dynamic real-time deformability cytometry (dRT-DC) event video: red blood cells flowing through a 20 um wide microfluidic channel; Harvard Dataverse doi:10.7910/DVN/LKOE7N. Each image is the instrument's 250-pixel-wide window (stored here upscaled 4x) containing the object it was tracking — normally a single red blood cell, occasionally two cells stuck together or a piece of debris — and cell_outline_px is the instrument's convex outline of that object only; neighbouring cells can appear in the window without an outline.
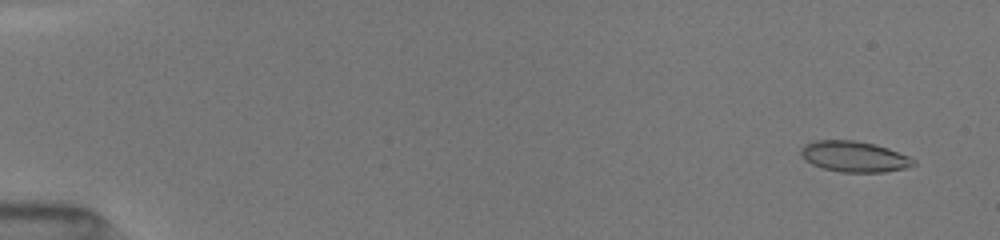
{"species": "common noctule bat (a hibernating species)", "species_latin": "Nyctalus noctula", "temperature_condition": "room temperature", "stored_images_in_passage": 53, "camera_frame_rate_fps": 3000, "um_per_image_px": 0.085, "animal": {"sex": "female", "body_mass_g": 19.5, "forearm_length_mm": 54.1}, "frame": {"image": 1, "passage_image": 2, "time_ms": 0.667, "image_size_px": [1000, 240], "cell_outline_px": [[916, 164], [904, 168], [884, 172], [840, 172], [824, 168], [812, 164], [804, 160], [800, 156], [800, 148], [804, 144], [812, 140], [856, 140], [876, 144], [912, 156], [916, 160]], "centroid_in_image_um": [72.6, 13.29], "position_along_channel_um": 12.4, "area_um2": 20.58}}
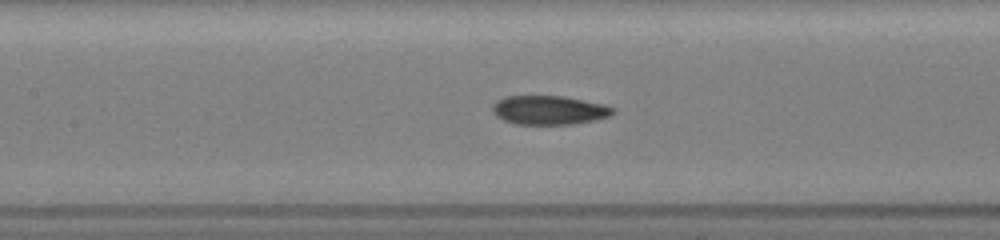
{"frame": {"image": 2, "passage_image": 23, "time_ms": 8.0, "image_size_px": [1000, 240], "cell_outline_px": [[616, 112], [612, 116], [572, 124], [516, 124], [504, 120], [496, 116], [492, 112], [492, 104], [496, 100], [504, 96], [564, 96], [604, 104], [616, 108]], "centroid_in_image_um": [46.68, 9.35], "position_along_channel_um": 160.7, "area_um2": 20.52}}
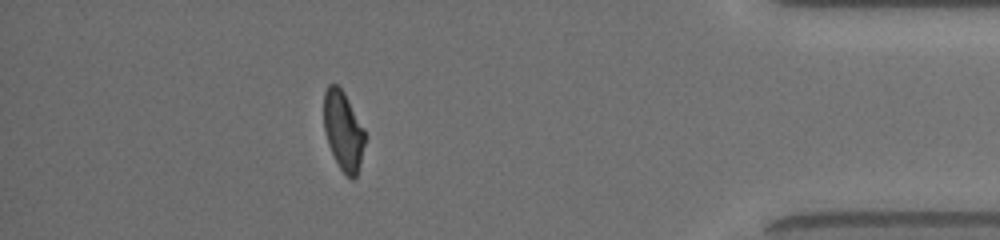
{"frame": {"image": 3, "passage_image": 46, "time_ms": 15.0, "image_size_px": [1000, 240], "cell_outline_px": [[364, 144], [360, 164], [356, 176], [352, 180], [340, 168], [328, 144], [324, 132], [324, 92], [328, 84], [336, 84], [344, 92], [364, 128]], "centroid_in_image_um": [29.16, 11.09], "position_along_channel_um": 406.0, "area_um2": 18.73}, "authors_computed_cell_mechanics": {"area_um2": 20.23, "velocity_mm_per_s": 4.0647, "shape_relaxation_time_tau1_ms": 9.1017, "shape_relaxation_time_tau2_ms": 1.9278, "deformation_change_tau1": 0.2619, "deformation_change_tau2": 0.0836}}